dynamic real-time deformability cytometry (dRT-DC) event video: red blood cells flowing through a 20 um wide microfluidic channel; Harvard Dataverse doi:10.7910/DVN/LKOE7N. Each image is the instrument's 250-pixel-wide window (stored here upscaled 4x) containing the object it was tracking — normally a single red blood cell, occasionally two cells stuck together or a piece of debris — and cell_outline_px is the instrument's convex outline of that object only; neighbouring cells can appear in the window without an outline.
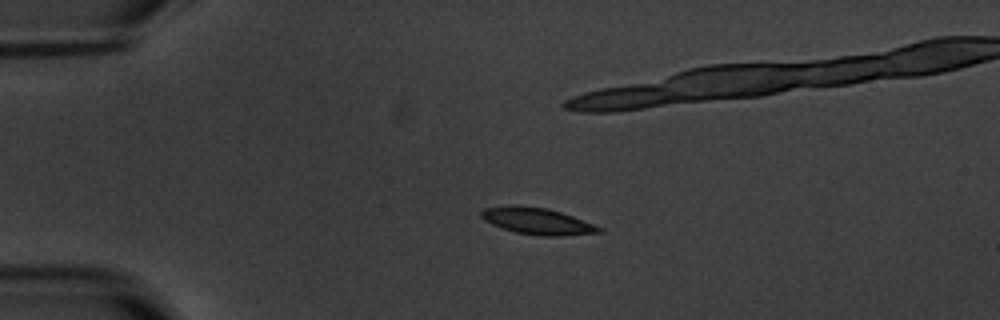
{"species": "common noctule bat (a hibernating species)", "species_latin": "Nyctalus noctula", "temperature_condition": "warm", "stored_images_in_passage": 9, "camera_frame_rate_fps": 3000, "um_per_image_px": 0.085, "animal": {"sex": "male", "body_mass_g": 20.1, "forearm_length_mm": 53.5}, "frame": {"image": 1, "passage_image": 3, "time_ms": 2.333, "image_size_px": [1000, 320], "cell_outline_px": [[604, 232], [560, 236], [540, 236], [516, 232], [492, 224], [484, 220], [480, 216], [480, 212], [484, 208], [508, 204], [512, 204], [548, 208], [572, 216], [604, 228]], "centroid_in_image_um": [45.66, 18.78], "position_along_channel_um": 39.3, "area_um2": 18.38}}